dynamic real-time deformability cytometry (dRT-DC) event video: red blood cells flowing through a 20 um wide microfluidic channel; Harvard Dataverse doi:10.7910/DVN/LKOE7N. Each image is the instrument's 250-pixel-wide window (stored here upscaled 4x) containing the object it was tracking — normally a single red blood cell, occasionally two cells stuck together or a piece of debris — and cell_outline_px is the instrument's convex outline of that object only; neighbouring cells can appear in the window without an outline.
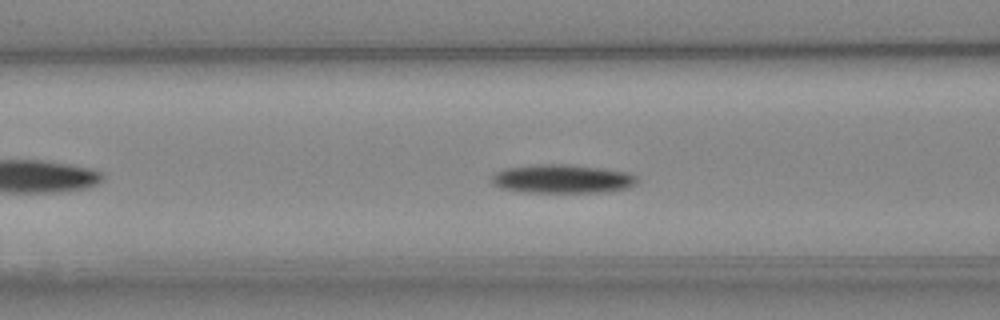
{"species": "Egyptian fruit bat (a non-hibernating species)", "species_latin": "Rousettus aegyptiacus", "temperature_condition": "cold", "stored_images_in_passage": 40, "camera_frame_rate_fps": 3000, "um_per_image_px": 0.085, "animal": {"sex": "female"}, "frame": {"image": 1, "passage_image": 8, "time_ms": 2.333, "image_size_px": [1000, 320], "cell_outline_px": [[640, 180], [636, 184], [628, 188], [608, 192], [520, 192], [500, 188], [492, 184], [492, 176], [496, 172], [504, 168], [536, 164], [568, 164], [604, 168], [628, 172], [640, 176]], "centroid_in_image_um": [47.85, 15.2], "position_along_channel_um": 118.8, "area_um2": 24.85}}
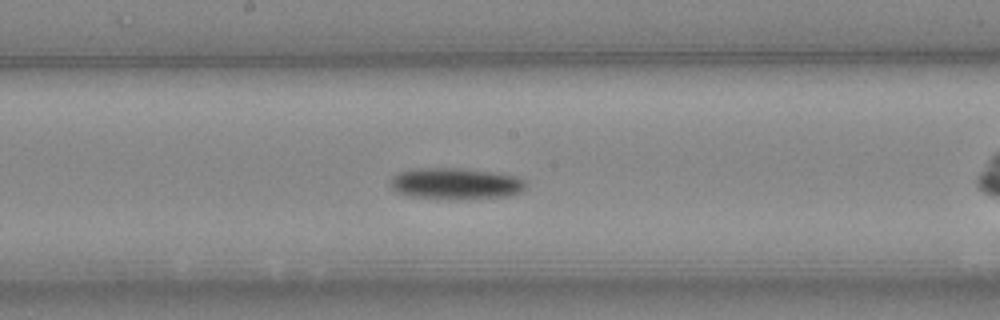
{"frame": {"image": 2, "passage_image": 15, "time_ms": 4.667, "image_size_px": [1000, 320], "cell_outline_px": [[524, 188], [520, 192], [508, 196], [456, 200], [436, 200], [408, 196], [396, 192], [392, 188], [388, 180], [396, 172], [416, 168], [460, 168], [516, 176], [524, 180]], "centroid_in_image_um": [38.62, 15.63], "position_along_channel_um": 209.6, "area_um2": 25.26}}
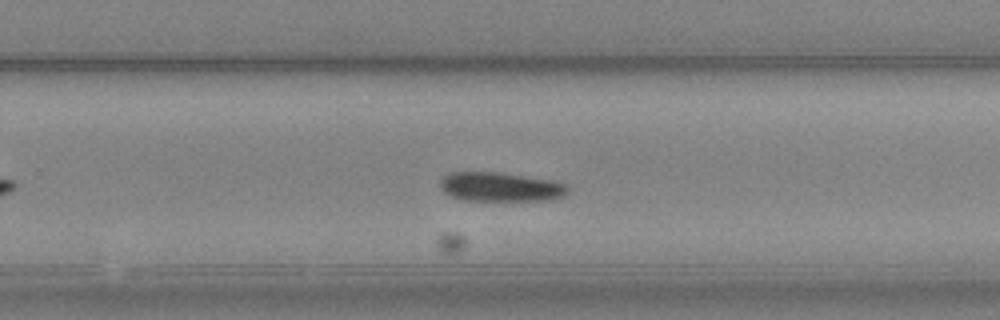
{"frame": {"image": 3, "passage_image": 21, "time_ms": 6.667, "image_size_px": [1000, 320], "cell_outline_px": [[568, 192], [564, 196], [556, 200], [464, 200], [452, 196], [444, 192], [440, 188], [440, 180], [448, 172], [500, 172], [548, 180], [564, 184], [568, 188]], "centroid_in_image_um": [42.52, 15.89], "position_along_channel_um": 287.3, "area_um2": 21.62}, "authors_computed_cell_mechanics": {"area_um2": 22.542, "velocity_mm_per_s": 3.8964, "shape_relaxation_time_tau1_ms": 4.4907, "shape_relaxation_time_tau2_ms": null, "deformation_change_tau1": 0.0833, "deformation_change_tau2": null}}